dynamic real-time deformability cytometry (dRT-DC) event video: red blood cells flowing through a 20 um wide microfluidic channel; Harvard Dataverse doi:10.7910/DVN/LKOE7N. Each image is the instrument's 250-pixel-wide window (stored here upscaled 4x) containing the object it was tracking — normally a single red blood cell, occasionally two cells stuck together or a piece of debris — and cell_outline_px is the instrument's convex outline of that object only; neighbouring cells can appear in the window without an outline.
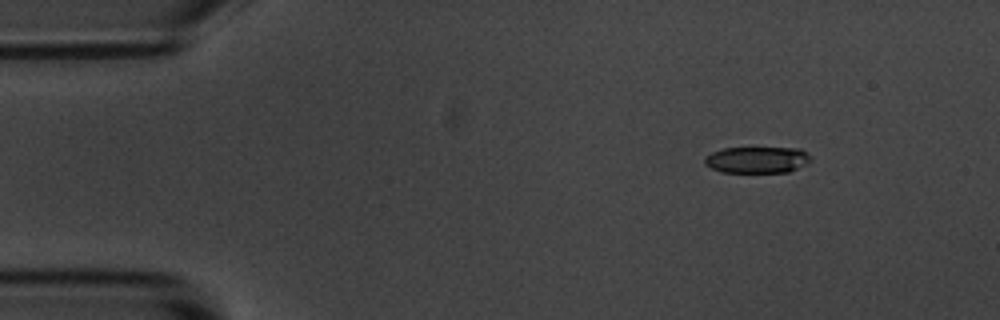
{"species": "common noctule bat (a hibernating species)", "species_latin": "Nyctalus noctula", "temperature_condition": "room temperature", "stored_images_in_passage": 3, "camera_frame_rate_fps": 3000, "um_per_image_px": 0.085, "animal": {"sex": "male", "body_mass_g": 20.1, "forearm_length_mm": 53.5}, "frame": {"image": 1, "passage_image": 1, "time_ms": 0.0, "image_size_px": [1000, 320], "cell_outline_px": [[812, 160], [788, 172], [720, 172], [704, 164], [704, 156], [712, 152], [724, 148], [800, 148]], "centroid_in_image_um": [64.29, 13.58], "position_along_channel_um": 20.7, "area_um2": 16.18}}